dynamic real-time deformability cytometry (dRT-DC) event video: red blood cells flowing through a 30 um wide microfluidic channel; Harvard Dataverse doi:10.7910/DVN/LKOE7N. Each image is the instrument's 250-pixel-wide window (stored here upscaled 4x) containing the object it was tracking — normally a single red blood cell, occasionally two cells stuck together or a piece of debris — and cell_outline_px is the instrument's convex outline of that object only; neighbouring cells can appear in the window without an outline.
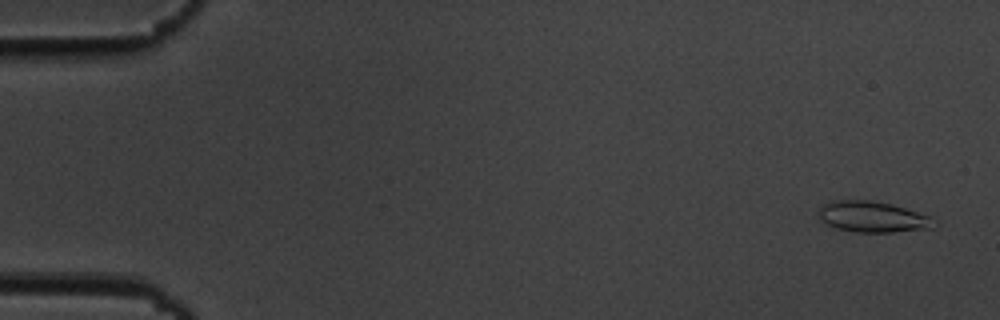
{"species": "common noctule bat (a hibernating species)", "species_latin": "Nyctalus noctula", "temperature_condition": "cold", "stored_images_in_passage": 56, "camera_frame_rate_fps": 3000, "um_per_image_px": 0.085, "animal": {"sex": "male", "body_mass_g": 19.5, "forearm_length_mm": 54.6}, "frame": {"image": 1, "passage_image": 3, "time_ms": 0.667, "image_size_px": [1000, 320], "cell_outline_px": [[936, 224], [932, 228], [892, 232], [856, 232], [836, 228], [820, 220], [816, 216], [820, 208], [824, 204], [832, 200], [872, 200], [892, 204], [932, 216]], "centroid_in_image_um": [74.17, 18.42], "position_along_channel_um": 10.8, "area_um2": 20.98}}
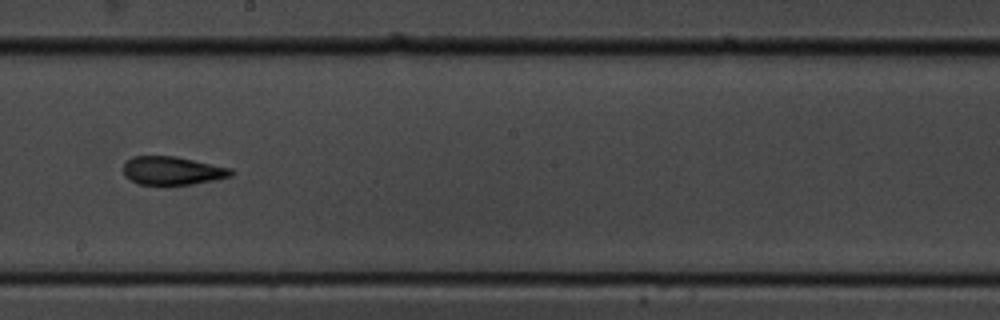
{"frame": {"image": 2, "passage_image": 32, "time_ms": 10.333, "image_size_px": [1000, 320], "cell_outline_px": [[236, 172], [232, 176], [216, 180], [192, 184], [136, 184], [124, 176], [124, 164], [132, 156], [176, 156], [232, 168]], "centroid_in_image_um": [14.69, 14.5], "position_along_channel_um": 233.5, "area_um2": 17.92}}
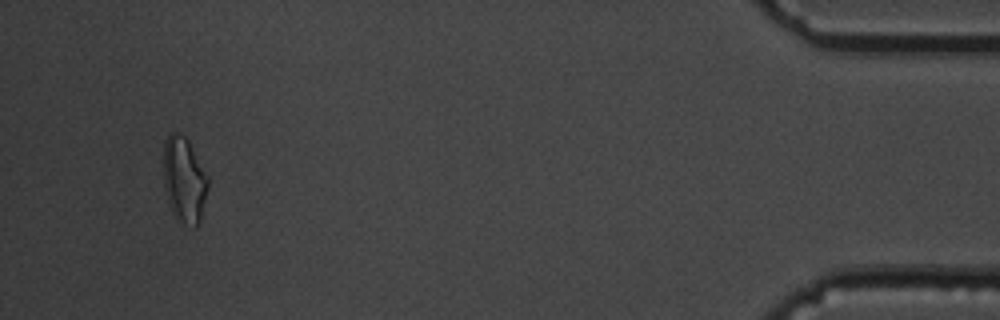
{"frame": {"image": 3, "passage_image": 53, "time_ms": 17.333, "image_size_px": [1000, 320], "cell_outline_px": [[208, 188], [200, 220], [196, 228], [184, 224], [176, 220], [168, 204], [164, 188], [164, 140], [172, 132], [176, 132], [184, 136], [188, 140], [208, 176]], "centroid_in_image_um": [15.65, 15.32], "position_along_channel_um": 419.6, "area_um2": 22.37}, "authors_computed_cell_mechanics": {"area_um2": 18.8139, "velocity_mm_per_s": 3.659, "shape_relaxation_time_tau1_ms": null, "shape_relaxation_time_tau2_ms": 3.1411, "deformation_change_tau1": null, "deformation_change_tau2": 0.1179}}